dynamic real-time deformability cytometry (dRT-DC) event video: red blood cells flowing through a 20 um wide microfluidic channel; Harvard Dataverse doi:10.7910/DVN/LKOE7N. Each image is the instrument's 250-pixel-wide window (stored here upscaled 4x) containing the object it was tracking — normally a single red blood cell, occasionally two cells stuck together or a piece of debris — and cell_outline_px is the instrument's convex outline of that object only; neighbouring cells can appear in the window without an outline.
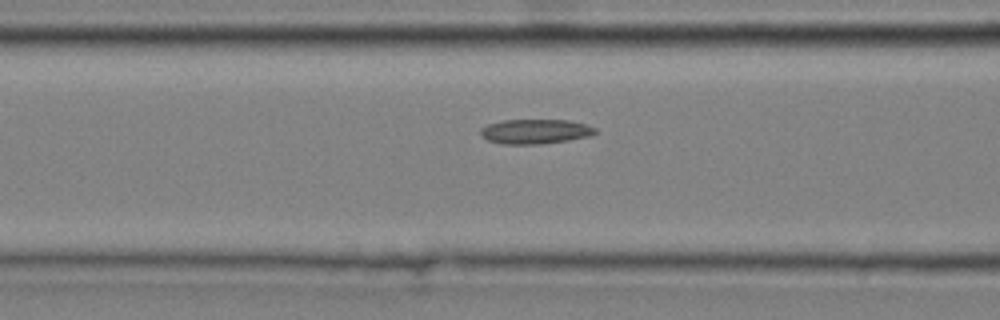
{"species": "common noctule bat (a hibernating species)", "species_latin": "Nyctalus noctula", "temperature_condition": "cold", "stored_images_in_passage": 6, "segment_of_instrument_passage": [2, 2], "camera_frame_rate_fps": 3000, "um_per_image_px": 0.085, "animal": {"sex": "male", "body_mass_g": 20.4}, "frame": {"image": 1, "passage_image": 6, "time_ms": 1.667, "image_size_px": [1000, 320], "cell_outline_px": [[596, 132], [588, 136], [568, 140], [540, 144], [500, 144], [488, 140], [480, 136], [480, 128], [488, 124], [504, 120], [568, 120], [584, 124], [596, 128]], "centroid_in_image_um": [45.44, 11.18], "position_along_channel_um": 121.2, "area_um2": 16.42}}